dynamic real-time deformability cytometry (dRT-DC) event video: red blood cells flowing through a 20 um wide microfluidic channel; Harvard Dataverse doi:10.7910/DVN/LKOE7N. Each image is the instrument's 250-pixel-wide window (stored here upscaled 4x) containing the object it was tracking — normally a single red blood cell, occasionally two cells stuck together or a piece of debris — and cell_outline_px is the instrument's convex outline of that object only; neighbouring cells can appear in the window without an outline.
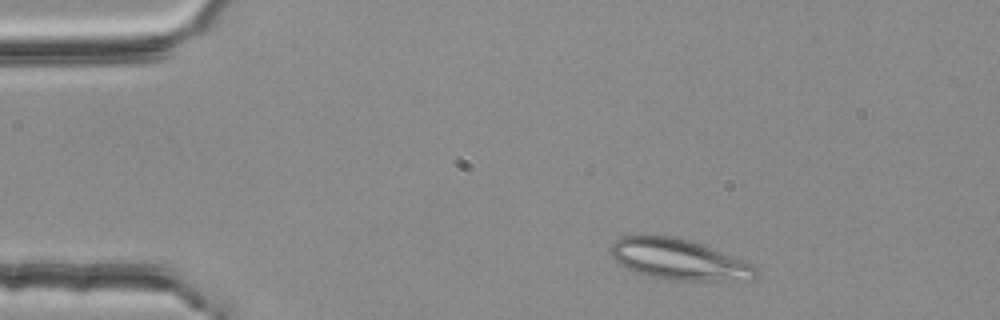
{"species": "common noctule bat (a hibernating species)", "species_latin": "Nyctalus noctula", "temperature_condition": "room temperature", "stored_images_in_passage": 4, "camera_frame_rate_fps": 3000, "um_per_image_px": 0.085, "animal": {"sex": "female", "body_mass_g": 25.1}, "frame": {"image": 1, "passage_image": 1, "time_ms": 0.0, "image_size_px": [1000, 320], "cell_outline_px": [[756, 276], [752, 280], [672, 280], [652, 276], [636, 272], [620, 264], [608, 252], [608, 248], [620, 236], [672, 236], [688, 240], [700, 244], [756, 264]], "centroid_in_image_um": [57.7, 22.05], "position_along_channel_um": 27.3, "area_um2": 34.16}}